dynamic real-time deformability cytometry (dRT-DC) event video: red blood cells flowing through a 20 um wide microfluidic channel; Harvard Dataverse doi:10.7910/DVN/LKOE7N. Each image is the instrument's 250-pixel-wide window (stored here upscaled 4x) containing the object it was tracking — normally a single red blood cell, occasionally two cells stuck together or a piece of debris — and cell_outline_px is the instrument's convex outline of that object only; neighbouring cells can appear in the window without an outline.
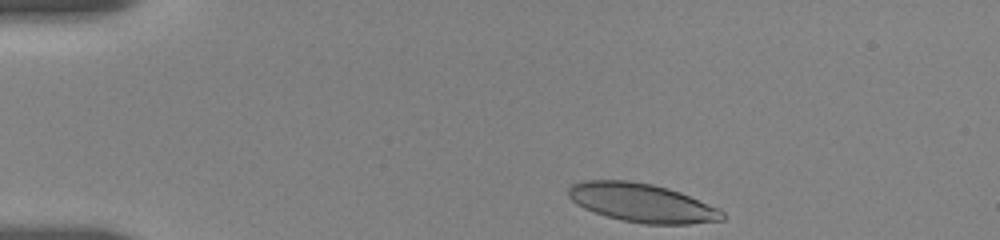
{"species": "human", "species_latin": "Homo sapiens", "temperature_condition": "room temperature", "stored_images_in_passage": 6, "camera_frame_rate_fps": 3000, "um_per_image_px": 0.085, "donor": {"sex": "female"}, "frame": {"image": 1, "passage_image": 1, "time_ms": 0.0, "image_size_px": [1000, 240], "cell_outline_px": [[724, 220], [688, 224], [644, 224], [620, 220], [584, 208], [576, 204], [568, 196], [568, 188], [572, 184], [584, 180], [628, 180], [652, 184], [668, 188], [680, 192], [720, 208], [724, 212]], "centroid_in_image_um": [54.58, 17.23], "position_along_channel_um": 30.4, "area_um2": 34.8}}
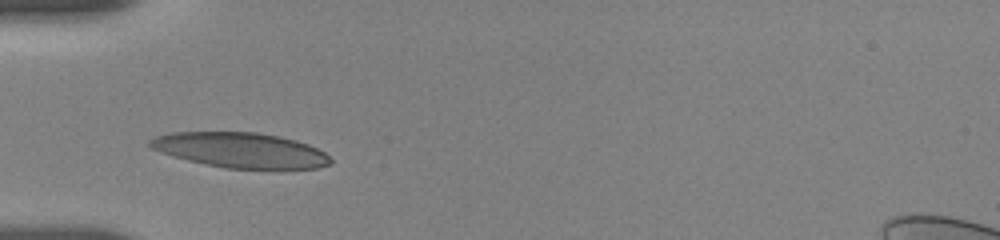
{"frame": {"image": 2, "passage_image": 5, "time_ms": 2.667, "image_size_px": [1000, 240], "cell_outline_px": [[332, 164], [316, 168], [224, 168], [188, 160], [172, 156], [160, 152], [152, 148], [148, 144], [148, 140], [156, 136], [172, 132], [256, 132], [296, 140], [308, 144], [324, 152], [332, 160]], "centroid_in_image_um": [20.42, 12.76], "position_along_channel_um": 64.6, "area_um2": 36.7}}